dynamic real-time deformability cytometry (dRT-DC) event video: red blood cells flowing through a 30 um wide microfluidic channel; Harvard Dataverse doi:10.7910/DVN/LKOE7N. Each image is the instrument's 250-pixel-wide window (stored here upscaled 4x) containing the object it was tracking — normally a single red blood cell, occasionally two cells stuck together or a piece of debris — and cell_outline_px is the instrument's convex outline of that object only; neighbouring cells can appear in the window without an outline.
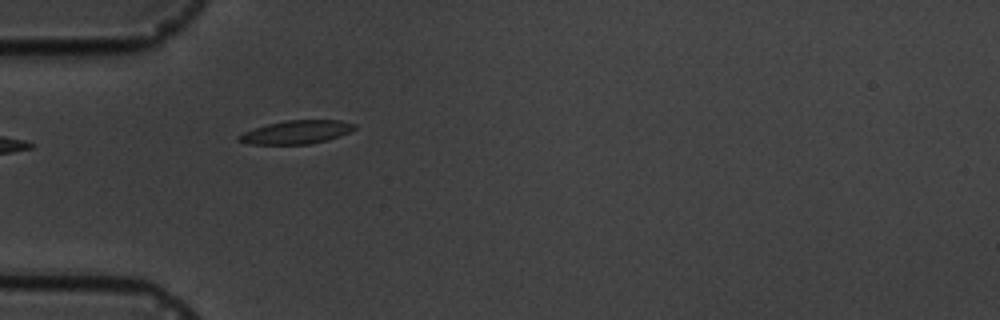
{"species": "common noctule bat (a hibernating species)", "species_latin": "Nyctalus noctula", "temperature_condition": "cold", "stored_images_in_passage": 3, "camera_frame_rate_fps": 3000, "um_per_image_px": 0.085, "animal": {"sex": "male", "body_mass_g": 19.5, "forearm_length_mm": 54.6}, "frame": {"image": 1, "passage_image": 3, "time_ms": 2.333, "image_size_px": [1000, 320], "cell_outline_px": [[356, 128], [340, 136], [328, 140], [308, 144], [248, 144], [236, 140], [236, 136], [244, 132], [268, 124], [284, 120], [340, 120], [356, 124]], "centroid_in_image_um": [25.19, 11.23], "position_along_channel_um": 59.8, "area_um2": 15.78}}